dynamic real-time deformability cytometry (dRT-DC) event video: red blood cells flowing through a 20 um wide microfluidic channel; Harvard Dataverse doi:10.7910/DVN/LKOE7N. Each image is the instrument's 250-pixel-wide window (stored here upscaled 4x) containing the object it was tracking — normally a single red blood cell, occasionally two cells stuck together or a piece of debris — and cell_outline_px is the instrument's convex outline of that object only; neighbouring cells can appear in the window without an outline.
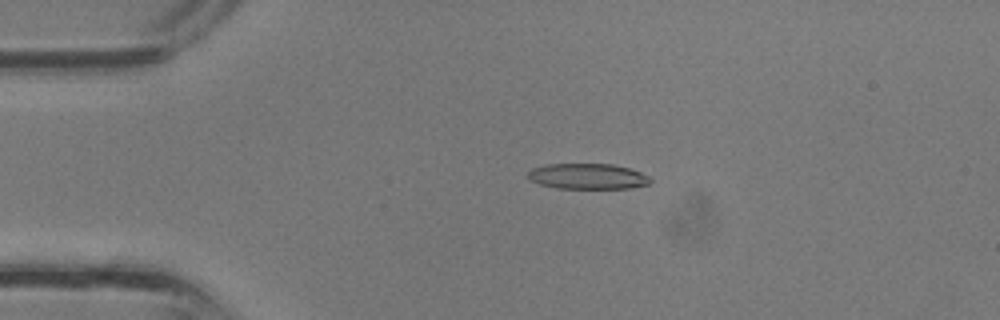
{"species": "common noctule bat (a hibernating species)", "species_latin": "Nyctalus noctula", "temperature_condition": "room temperature", "stored_images_in_passage": 36, "camera_frame_rate_fps": 3000, "um_per_image_px": 0.085, "animal": {"sex": "male", "body_mass_g": 13.3}, "frame": {"image": 1, "passage_image": 8, "time_ms": 2.333, "image_size_px": [1000, 320], "cell_outline_px": [[652, 180], [648, 184], [632, 188], [556, 188], [540, 184], [532, 180], [528, 176], [528, 172], [532, 168], [544, 164], [612, 164], [628, 168], [640, 172], [648, 176]], "centroid_in_image_um": [49.95, 14.98], "position_along_channel_um": 35.0, "area_um2": 18.15}}
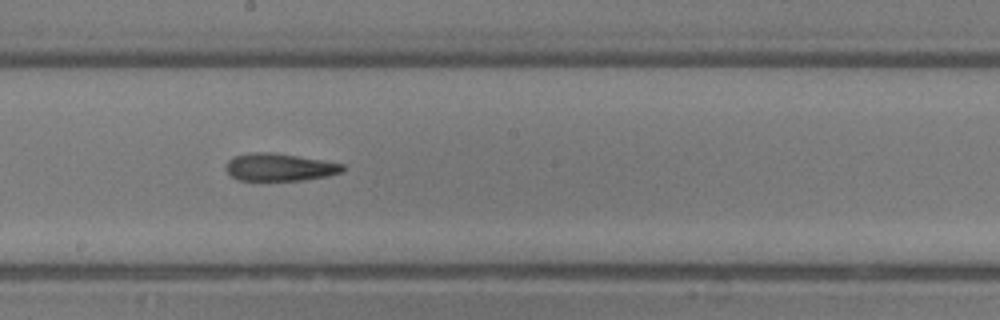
{"frame": {"image": 2, "passage_image": 20, "time_ms": 6.333, "image_size_px": [1000, 320], "cell_outline_px": [[344, 168], [340, 172], [328, 176], [300, 180], [240, 180], [232, 176], [224, 168], [228, 160], [232, 156], [252, 152], [276, 152], [344, 164]], "centroid_in_image_um": [23.72, 14.19], "position_along_channel_um": 224.5, "area_um2": 18.73}}
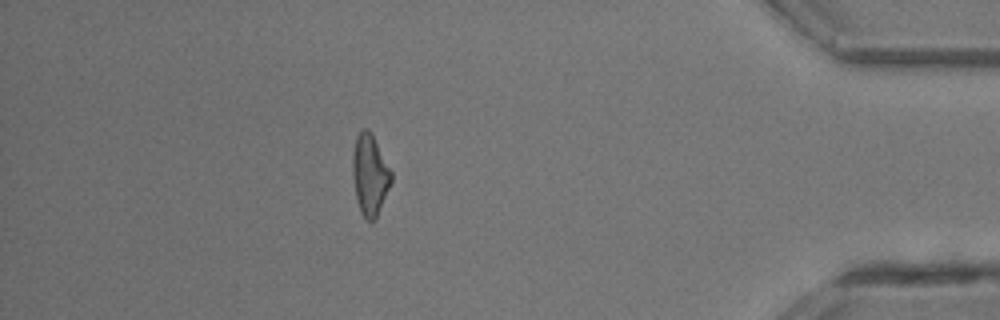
{"frame": {"image": 3, "passage_image": 32, "time_ms": 10.333, "image_size_px": [1000, 320], "cell_outline_px": [[392, 180], [376, 220], [364, 220], [360, 212], [356, 200], [352, 176], [352, 152], [356, 136], [364, 128], [368, 128], [372, 132], [392, 172]], "centroid_in_image_um": [31.43, 14.86], "position_along_channel_um": 403.8, "area_um2": 18.61}}